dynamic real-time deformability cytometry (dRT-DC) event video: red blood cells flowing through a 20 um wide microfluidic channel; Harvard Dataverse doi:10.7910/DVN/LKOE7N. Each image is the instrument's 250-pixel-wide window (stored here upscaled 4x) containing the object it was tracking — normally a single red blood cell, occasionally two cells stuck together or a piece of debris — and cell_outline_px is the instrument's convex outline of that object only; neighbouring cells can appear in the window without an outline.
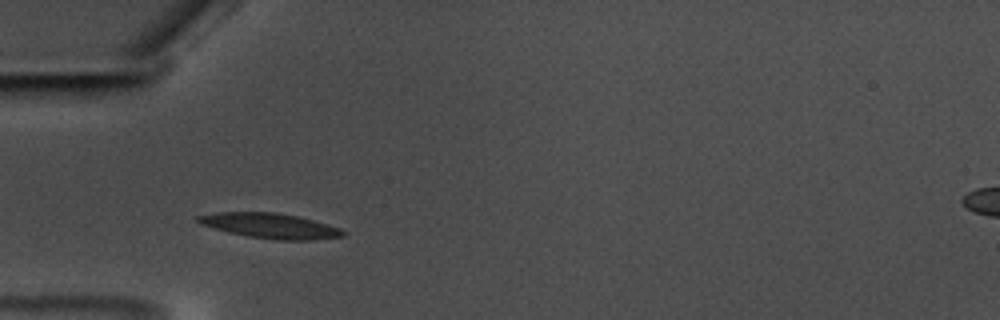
{"species": "common noctule bat (a hibernating species)", "species_latin": "Nyctalus noctula", "temperature_condition": "warm", "stored_images_in_passage": 40, "camera_frame_rate_fps": 3000, "um_per_image_px": 0.085, "animal": {"sex": "male", "body_mass_g": 17.5, "forearm_length_mm": 52.3}, "frame": {"image": 1, "passage_image": 8, "time_ms": 2.333, "image_size_px": [1000, 320], "cell_outline_px": [[348, 232], [344, 236], [312, 240], [280, 240], [248, 236], [228, 232], [200, 224], [196, 220], [196, 216], [212, 212], [276, 212], [296, 216], [312, 220], [340, 228]], "centroid_in_image_um": [22.95, 19.18], "position_along_channel_um": 62.1, "area_um2": 21.15}}
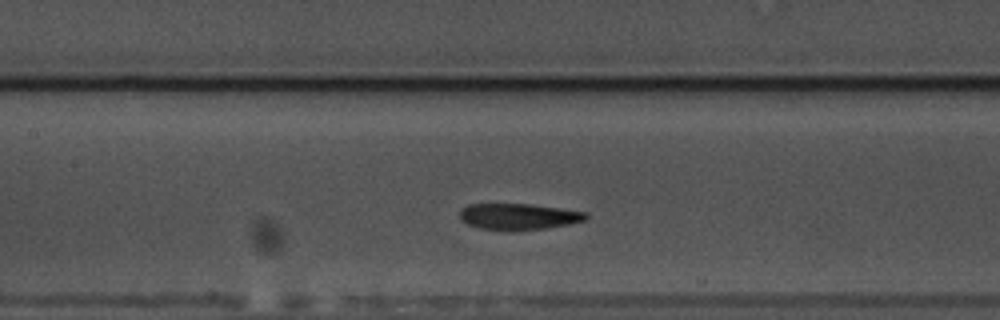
{"frame": {"image": 2, "passage_image": 17, "time_ms": 5.333, "image_size_px": [1000, 320], "cell_outline_px": [[588, 216], [584, 220], [568, 224], [544, 228], [512, 232], [508, 232], [480, 228], [468, 224], [460, 220], [460, 208], [468, 204], [532, 204], [588, 212]], "centroid_in_image_um": [44.04, 18.42], "position_along_channel_um": 163.4, "area_um2": 19.59}}
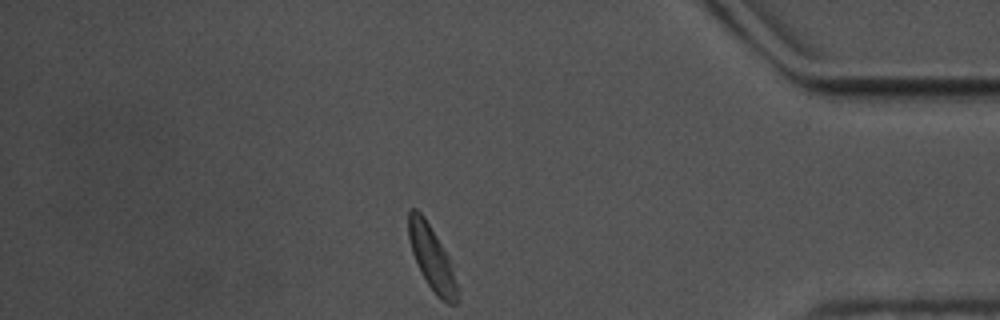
{"frame": {"image": 3, "passage_image": 40, "time_ms": 13.0, "image_size_px": [1000, 320], "cell_outline_px": [[460, 300], [456, 304], [448, 304], [440, 300], [436, 296], [420, 272], [412, 252], [408, 236], [408, 208], [416, 208], [424, 216], [448, 256], [460, 288]], "centroid_in_image_um": [36.74, 22.0], "position_along_channel_um": 398.5, "area_um2": 18.61}, "authors_computed_cell_mechanics": {"area_um2": 20.0566, "velocity_mm_per_s": 3.4814, "shape_relaxation_time_tau1_ms": 3.719, "shape_relaxation_time_tau2_ms": 1.9488, "deformation_change_tau1": 0.1394, "deformation_change_tau2": 0.0825}}